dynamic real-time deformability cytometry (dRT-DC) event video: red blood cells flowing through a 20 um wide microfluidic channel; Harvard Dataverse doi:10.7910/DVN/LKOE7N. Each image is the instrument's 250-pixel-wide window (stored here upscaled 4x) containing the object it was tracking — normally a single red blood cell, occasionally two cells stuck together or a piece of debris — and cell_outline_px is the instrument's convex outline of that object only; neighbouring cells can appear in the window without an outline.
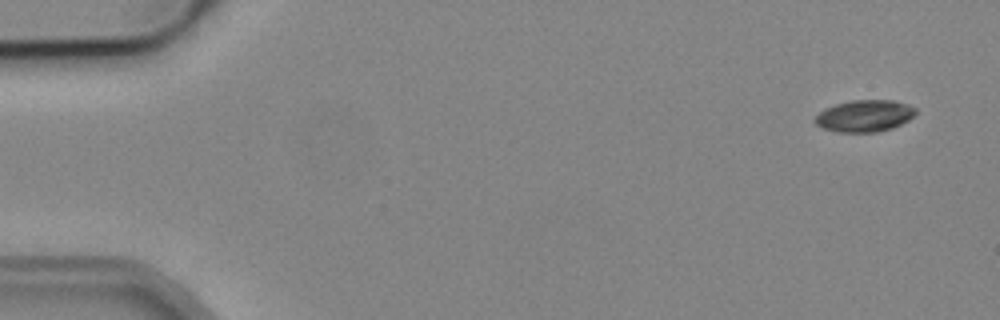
{"species": "common noctule bat (a hibernating species)", "species_latin": "Nyctalus noctula", "temperature_condition": "cold", "stored_images_in_passage": 4, "camera_frame_rate_fps": 3000, "um_per_image_px": 0.085, "animal": {"sex": "male", "body_mass_g": 19.2, "forearm_length_mm": 51.8}, "frame": {"image": 1, "passage_image": 1, "time_ms": 0.0, "image_size_px": [1000, 320], "cell_outline_px": [[916, 112], [908, 120], [892, 128], [876, 132], [836, 132], [824, 128], [816, 124], [812, 120], [824, 108], [836, 104], [852, 100], [892, 100], [908, 104], [916, 108]], "centroid_in_image_um": [73.47, 9.85], "position_along_channel_um": 11.5, "area_um2": 18.61}}
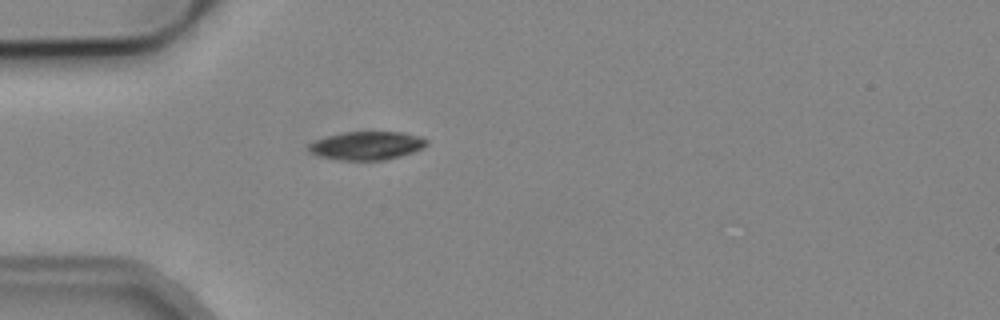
{"frame": {"image": 2, "passage_image": 4, "time_ms": 4.333, "image_size_px": [1000, 320], "cell_outline_px": [[428, 144], [412, 152], [400, 156], [384, 160], [340, 160], [320, 156], [308, 152], [308, 144], [324, 136], [344, 132], [404, 132], [420, 136], [428, 140]], "centroid_in_image_um": [31.15, 12.37], "position_along_channel_um": 53.8, "area_um2": 19.54}}